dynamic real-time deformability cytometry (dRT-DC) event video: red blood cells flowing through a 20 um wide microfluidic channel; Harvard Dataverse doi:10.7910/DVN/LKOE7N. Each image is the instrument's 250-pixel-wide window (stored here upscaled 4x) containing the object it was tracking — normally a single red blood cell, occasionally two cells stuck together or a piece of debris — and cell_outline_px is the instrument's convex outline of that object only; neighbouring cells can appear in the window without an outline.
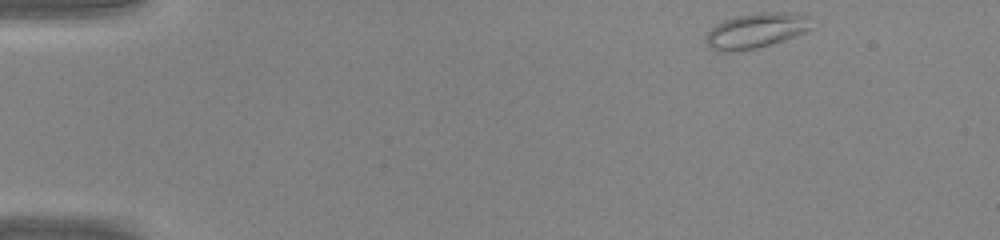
{"species": "common noctule bat (a hibernating species)", "species_latin": "Nyctalus noctula", "temperature_condition": "warm", "stored_images_in_passage": 41, "camera_frame_rate_fps": 3000, "um_per_image_px": 0.085, "animal": {"sex": "male", "body_mass_g": 20.0, "forearm_length_mm": 53.3}, "frame": {"image": 1, "passage_image": 1, "time_ms": 0.0, "image_size_px": [1000, 240], "cell_outline_px": [[812, 28], [796, 36], [756, 48], [728, 52], [716, 52], [708, 48], [704, 40], [708, 32], [716, 24], [724, 20], [736, 16], [760, 12], [792, 12], [808, 16]], "centroid_in_image_um": [64.22, 2.61], "position_along_channel_um": 20.8, "area_um2": 21.68}}
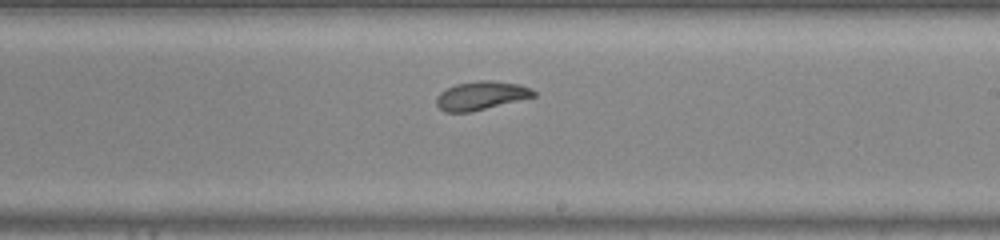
{"frame": {"image": 2, "passage_image": 23, "time_ms": 7.333, "image_size_px": [1000, 240], "cell_outline_px": [[536, 96], [468, 112], [444, 112], [436, 104], [436, 96], [440, 92], [456, 84], [480, 80], [492, 80], [520, 84], [532, 88], [536, 92]], "centroid_in_image_um": [40.9, 8.11], "position_along_channel_um": 248.1, "area_um2": 16.07}}
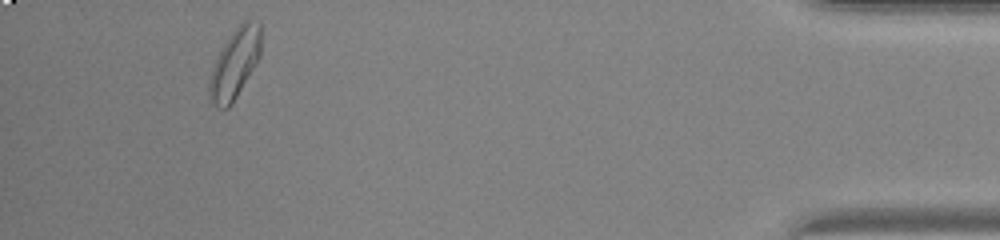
{"frame": {"image": 3, "passage_image": 38, "time_ms": 12.333, "image_size_px": [1000, 240], "cell_outline_px": [[260, 56], [256, 64], [232, 104], [228, 108], [220, 108], [212, 104], [208, 100], [208, 84], [212, 68], [216, 56], [220, 48], [232, 32], [244, 20], [248, 20], [260, 24]], "centroid_in_image_um": [19.92, 5.45], "position_along_channel_um": 415.3, "area_um2": 20.98}}